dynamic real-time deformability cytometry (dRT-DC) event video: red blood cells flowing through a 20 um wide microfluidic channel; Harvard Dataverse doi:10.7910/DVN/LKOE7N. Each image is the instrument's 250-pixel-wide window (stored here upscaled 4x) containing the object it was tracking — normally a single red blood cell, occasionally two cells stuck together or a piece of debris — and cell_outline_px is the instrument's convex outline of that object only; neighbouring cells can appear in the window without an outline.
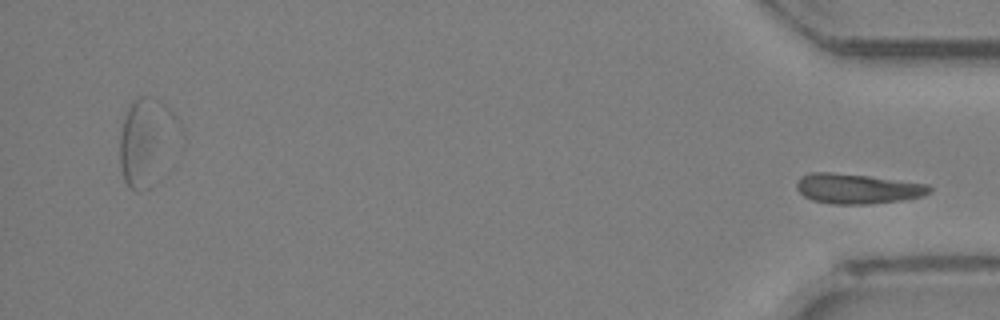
{"species": "Egyptian fruit bat (a non-hibernating species)", "species_latin": "Rousettus aegyptiacus", "temperature_condition": "room temperature", "stored_images_in_passage": 27, "segment_of_instrument_passage": [2, 2], "camera_frame_rate_fps": 3000, "um_per_image_px": 0.085, "animal": {"sex": "female"}, "frame": {"image": 1, "passage_image": 27, "time_ms": 8.667, "image_size_px": [1000, 320], "cell_outline_px": [[932, 192], [924, 196], [900, 200], [868, 204], [832, 204], [812, 200], [804, 196], [796, 188], [796, 184], [800, 176], [812, 172], [832, 172], [868, 176], [928, 184], [932, 188]], "centroid_in_image_um": [72.87, 16.03], "position_along_channel_um": 362.3, "area_um2": 23.24}}